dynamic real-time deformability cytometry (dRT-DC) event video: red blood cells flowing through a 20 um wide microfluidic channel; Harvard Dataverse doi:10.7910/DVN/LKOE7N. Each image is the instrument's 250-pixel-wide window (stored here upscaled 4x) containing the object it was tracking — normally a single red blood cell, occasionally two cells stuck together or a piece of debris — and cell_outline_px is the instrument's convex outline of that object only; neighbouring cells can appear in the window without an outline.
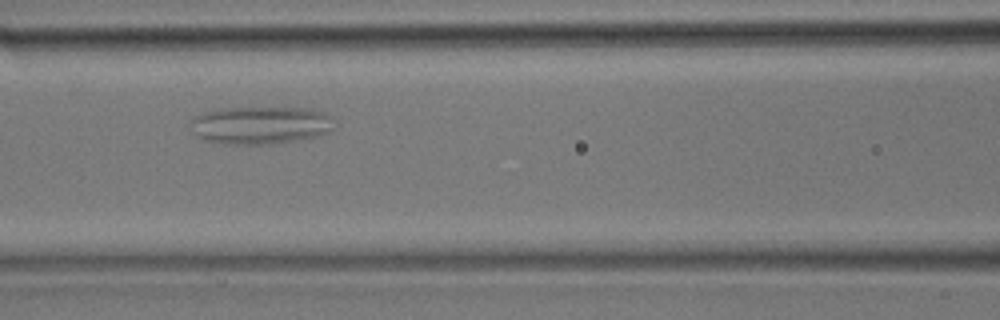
{"species": "common noctule bat (a hibernating species)", "species_latin": "Nyctalus noctula", "temperature_condition": "room temperature", "stored_images_in_passage": 32, "camera_frame_rate_fps": 3000, "um_per_image_px": 0.085, "animal": {"sex": "male", "body_mass_g": 17.9}, "frame": {"image": 1, "passage_image": 8, "time_ms": 2.333, "image_size_px": [1000, 320], "cell_outline_px": [[336, 120], [332, 128], [328, 132], [320, 136], [272, 144], [224, 144], [204, 140], [196, 136], [192, 132], [188, 120], [192, 116], [200, 112], [220, 108], [312, 108], [324, 112], [332, 116]], "centroid_in_image_um": [22.1, 10.63], "position_along_channel_um": 144.5, "area_um2": 32.37}}
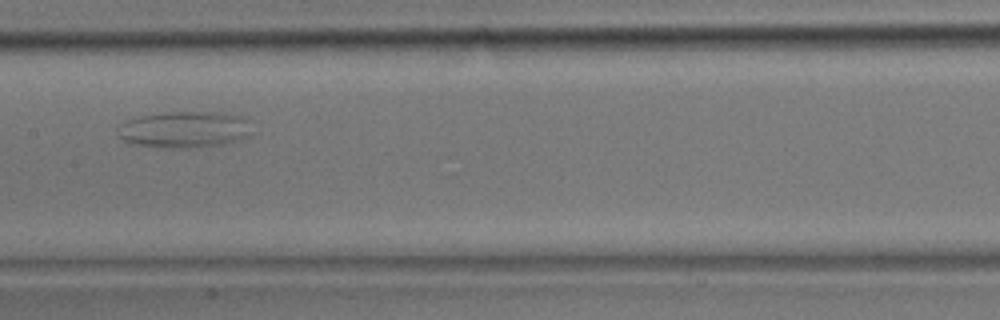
{"frame": {"image": 2, "passage_image": 11, "time_ms": 3.333, "image_size_px": [1000, 320], "cell_outline_px": [[256, 132], [240, 140], [224, 144], [192, 148], [160, 148], [132, 144], [124, 140], [120, 136], [120, 124], [128, 120], [144, 116], [168, 112], [224, 112], [244, 116], [248, 120]], "centroid_in_image_um": [15.81, 11.02], "position_along_channel_um": 191.6, "area_um2": 28.9}}
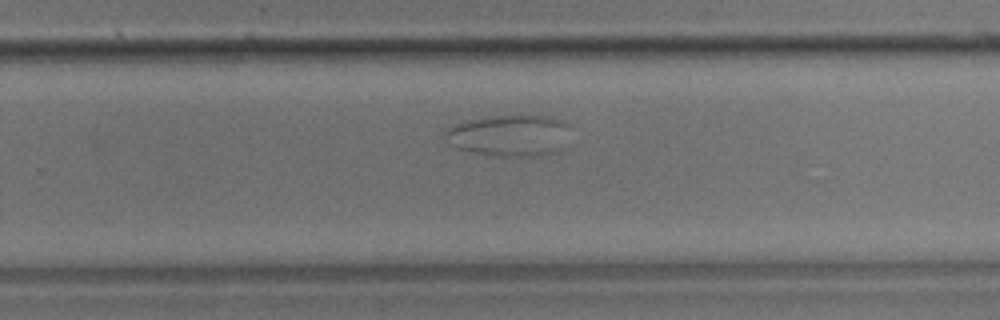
{"frame": {"image": 3, "passage_image": 17, "time_ms": 5.333, "image_size_px": [1000, 320], "cell_outline_px": [[572, 128], [564, 148], [556, 152], [536, 156], [484, 156], [456, 148], [444, 136], [444, 132], [452, 124], [464, 120], [488, 116], [544, 116], [564, 120]], "centroid_in_image_um": [43.32, 11.52], "position_along_channel_um": 286.5, "area_um2": 30.98}}